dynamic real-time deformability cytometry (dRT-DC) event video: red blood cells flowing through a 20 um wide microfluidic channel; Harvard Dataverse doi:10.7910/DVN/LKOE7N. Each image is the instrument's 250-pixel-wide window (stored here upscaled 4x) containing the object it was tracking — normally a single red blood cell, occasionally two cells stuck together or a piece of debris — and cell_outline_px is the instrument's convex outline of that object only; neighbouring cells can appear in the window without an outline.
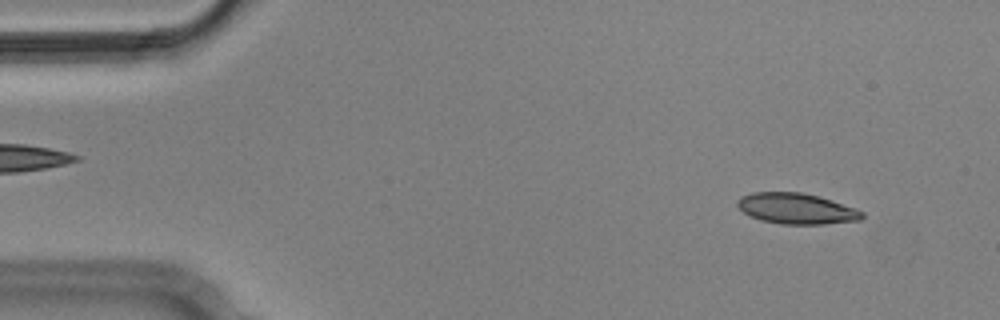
{"species": "Egyptian fruit bat (a non-hibernating species)", "species_latin": "Rousettus aegyptiacus", "temperature_condition": "cold", "stored_images_in_passage": 4, "camera_frame_rate_fps": 3000, "um_per_image_px": 0.085, "animal": {"sex": "male"}, "frame": {"image": 1, "passage_image": 1, "time_ms": 0.0, "image_size_px": [1000, 320], "cell_outline_px": [[864, 216], [860, 220], [824, 224], [780, 224], [760, 220], [748, 216], [736, 204], [736, 200], [740, 196], [752, 192], [800, 192], [816, 196], [856, 208], [864, 212]], "centroid_in_image_um": [67.66, 17.73], "position_along_channel_um": 17.3, "area_um2": 22.37}}